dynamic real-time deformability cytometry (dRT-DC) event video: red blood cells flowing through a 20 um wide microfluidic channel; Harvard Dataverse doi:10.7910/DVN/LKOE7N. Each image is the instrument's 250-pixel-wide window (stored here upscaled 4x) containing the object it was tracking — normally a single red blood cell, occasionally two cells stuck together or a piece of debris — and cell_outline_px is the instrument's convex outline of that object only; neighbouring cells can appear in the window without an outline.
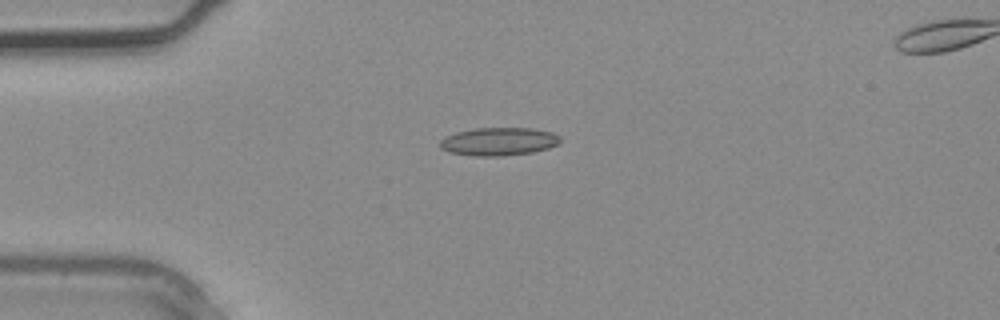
{"species": "common noctule bat (a hibernating species)", "species_latin": "Nyctalus noctula", "temperature_condition": "warm", "stored_images_in_passage": 2, "camera_frame_rate_fps": 3000, "um_per_image_px": 0.085, "animal": {"sex": "male", "body_mass_g": 20.4}, "frame": {"image": 1, "passage_image": 1, "time_ms": 0.0, "image_size_px": [1000, 320], "cell_outline_px": [[560, 140], [556, 144], [548, 148], [532, 152], [504, 156], [472, 156], [448, 152], [440, 148], [440, 140], [444, 136], [456, 132], [476, 128], [532, 128], [552, 132], [560, 136]], "centroid_in_image_um": [42.35, 12.03], "position_along_channel_um": 42.7, "area_um2": 19.77}}